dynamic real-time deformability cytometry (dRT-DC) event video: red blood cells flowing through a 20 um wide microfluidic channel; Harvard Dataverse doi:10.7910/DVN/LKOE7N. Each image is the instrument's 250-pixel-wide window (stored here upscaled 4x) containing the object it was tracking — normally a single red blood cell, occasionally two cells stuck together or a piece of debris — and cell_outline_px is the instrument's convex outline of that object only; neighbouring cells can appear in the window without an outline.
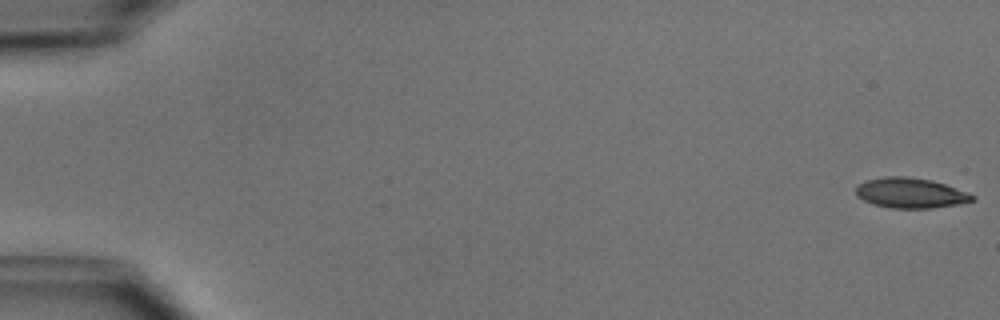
{"species": "common noctule bat (a hibernating species)", "species_latin": "Nyctalus noctula", "temperature_condition": "cold", "stored_images_in_passage": 4, "camera_frame_rate_fps": 3000, "um_per_image_px": 0.085, "animal": {"sex": "male", "body_mass_g": 15.6}, "frame": {"image": 1, "passage_image": 1, "time_ms": 0.0, "image_size_px": [1000, 320], "cell_outline_px": [[976, 200], [956, 204], [932, 208], [892, 208], [872, 204], [856, 196], [856, 188], [864, 180], [884, 176], [904, 176], [932, 180], [944, 184], [976, 196]], "centroid_in_image_um": [77.36, 16.4], "position_along_channel_um": 7.6, "area_um2": 20.4}}